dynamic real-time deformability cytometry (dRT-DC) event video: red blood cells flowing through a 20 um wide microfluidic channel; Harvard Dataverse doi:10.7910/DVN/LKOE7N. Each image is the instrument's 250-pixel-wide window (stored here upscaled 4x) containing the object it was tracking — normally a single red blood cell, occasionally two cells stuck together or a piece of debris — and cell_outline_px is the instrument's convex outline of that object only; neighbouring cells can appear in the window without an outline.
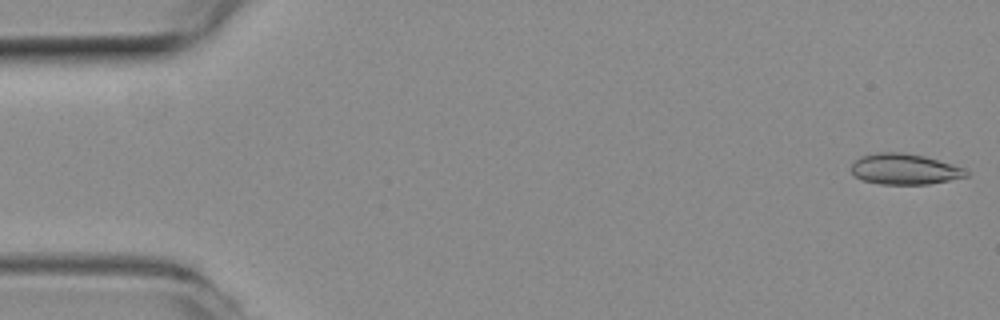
{"species": "common noctule bat (a hibernating species)", "species_latin": "Nyctalus noctula", "temperature_condition": "room temperature", "stored_images_in_passage": 54, "camera_frame_rate_fps": 3000, "um_per_image_px": 0.085, "animal": {"sex": "female", "body_mass_g": 19.3, "forearm_length_mm": 54.1}, "frame": {"image": 1, "passage_image": 1, "time_ms": 0.0, "image_size_px": [1000, 320], "cell_outline_px": [[968, 176], [928, 184], [880, 184], [864, 180], [856, 176], [852, 172], [852, 164], [860, 156], [876, 152], [900, 152], [924, 156], [968, 168]], "centroid_in_image_um": [76.92, 14.36], "position_along_channel_um": 8.1, "area_um2": 20.58}}
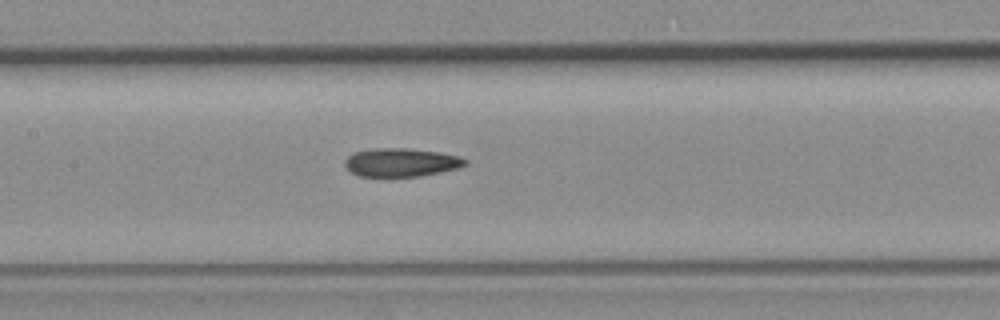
{"frame": {"image": 2, "passage_image": 25, "time_ms": 8.0, "image_size_px": [1000, 320], "cell_outline_px": [[468, 164], [460, 168], [420, 176], [388, 180], [380, 180], [360, 176], [352, 172], [344, 164], [344, 160], [348, 156], [356, 152], [376, 148], [404, 148], [440, 152], [460, 156], [468, 160]], "centroid_in_image_um": [34.1, 13.86], "position_along_channel_um": 173.3, "area_um2": 20.87}}
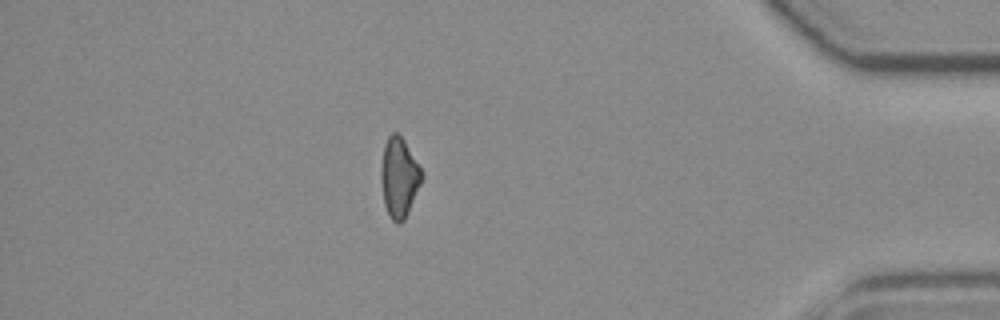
{"frame": {"image": 3, "passage_image": 47, "time_ms": 15.333, "image_size_px": [1000, 320], "cell_outline_px": [[424, 176], [408, 212], [404, 220], [400, 224], [396, 224], [392, 220], [384, 204], [380, 180], [380, 168], [384, 144], [388, 136], [392, 132], [396, 132], [404, 140], [424, 172]], "centroid_in_image_um": [33.92, 15.07], "position_along_channel_um": 401.3, "area_um2": 19.13}, "authors_computed_cell_mechanics": {"area_um2": 20.1433, "velocity_mm_per_s": 3.7349, "shape_relaxation_time_tau1_ms": null, "shape_relaxation_time_tau2_ms": 5.3079, "deformation_change_tau1": null, "deformation_change_tau2": 0.153}}